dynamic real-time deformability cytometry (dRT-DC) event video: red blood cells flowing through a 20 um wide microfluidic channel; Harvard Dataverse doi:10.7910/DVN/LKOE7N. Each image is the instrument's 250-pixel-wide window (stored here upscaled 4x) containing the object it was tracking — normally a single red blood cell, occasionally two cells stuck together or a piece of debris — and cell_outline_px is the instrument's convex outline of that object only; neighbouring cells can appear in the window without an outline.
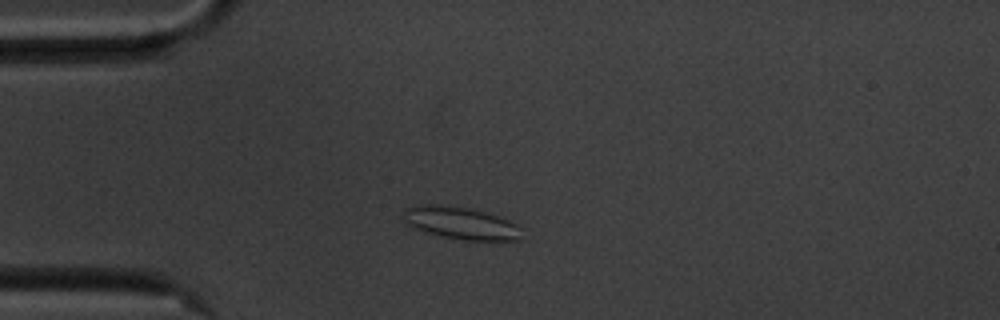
{"species": "common noctule bat (a hibernating species)", "species_latin": "Nyctalus noctula", "temperature_condition": "cold", "stored_images_in_passage": 44, "camera_frame_rate_fps": 3000, "um_per_image_px": 0.085, "animal": {"sex": "male", "body_mass_g": 20.1, "forearm_length_mm": 53.5}, "frame": {"image": 1, "passage_image": 1, "time_ms": 0.0, "image_size_px": [1000, 320], "cell_outline_px": [[520, 240], [464, 240], [424, 232], [412, 228], [404, 224], [400, 220], [400, 212], [404, 208], [416, 204], [440, 204], [468, 208], [484, 212], [508, 220], [516, 224], [520, 228]], "centroid_in_image_um": [39.0, 18.94], "position_along_channel_um": 46.0, "area_um2": 22.66}}
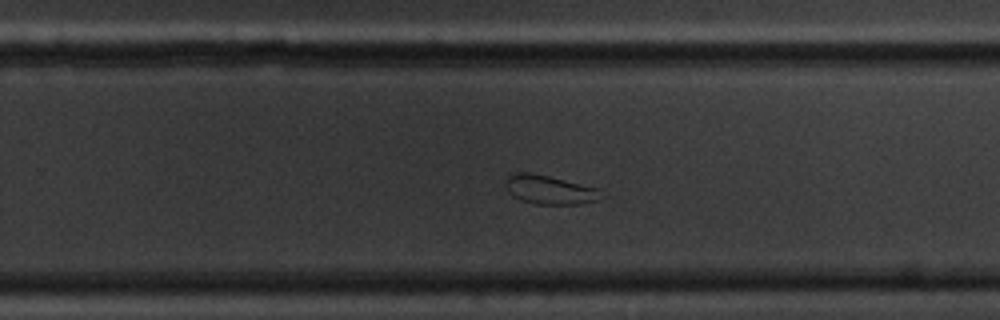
{"frame": {"image": 2, "passage_image": 23, "time_ms": 7.333, "image_size_px": [1000, 320], "cell_outline_px": [[608, 196], [596, 200], [576, 204], [536, 204], [520, 200], [512, 196], [508, 192], [504, 180], [508, 172], [528, 172], [548, 176], [596, 188]], "centroid_in_image_um": [46.65, 16.12], "position_along_channel_um": 283.1, "area_um2": 16.24}}
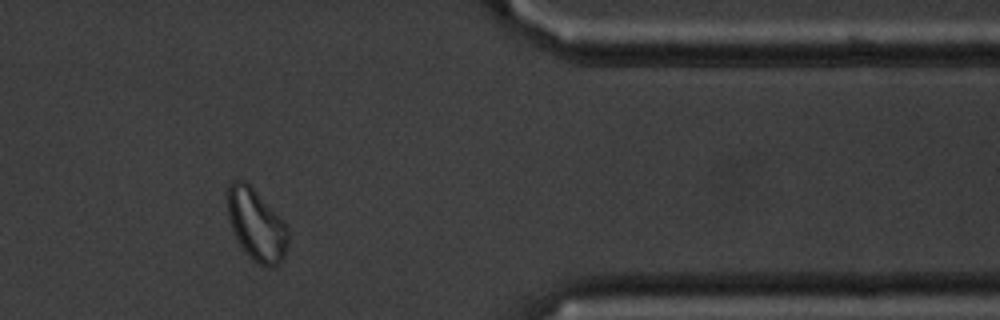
{"frame": {"image": 3, "passage_image": 34, "time_ms": 11.0, "image_size_px": [1000, 320], "cell_outline_px": [[288, 240], [284, 256], [280, 264], [272, 268], [264, 268], [252, 260], [240, 244], [232, 228], [228, 216], [228, 184], [232, 180], [244, 180], [256, 192], [288, 228]], "centroid_in_image_um": [21.79, 19.16], "position_along_channel_um": 389.6, "area_um2": 24.8}, "authors_computed_cell_mechanics": {"area_um2": 18.6116, "velocity_mm_per_s": 3.4746, "shape_relaxation_time_tau1_ms": null, "shape_relaxation_time_tau2_ms": 4.9693, "deformation_change_tau1": null, "deformation_change_tau2": 0.1016}}